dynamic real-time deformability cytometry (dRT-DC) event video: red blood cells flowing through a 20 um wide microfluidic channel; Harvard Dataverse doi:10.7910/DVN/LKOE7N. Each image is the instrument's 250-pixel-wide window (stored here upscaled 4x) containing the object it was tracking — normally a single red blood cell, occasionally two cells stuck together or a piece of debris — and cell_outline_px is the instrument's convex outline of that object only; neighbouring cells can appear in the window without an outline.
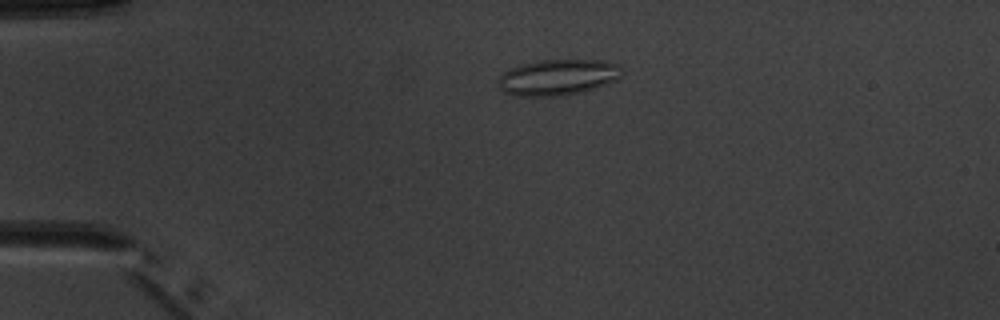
{"species": "common noctule bat (a hibernating species)", "species_latin": "Nyctalus noctula", "temperature_condition": "warm", "stored_images_in_passage": 4, "camera_frame_rate_fps": 3000, "um_per_image_px": 0.085, "animal": {"sex": "male", "body_mass_g": 20.1, "forearm_length_mm": 53.5}, "frame": {"image": 1, "passage_image": 3, "time_ms": 2.667, "image_size_px": [1000, 320], "cell_outline_px": [[624, 72], [616, 80], [580, 92], [564, 96], [512, 96], [504, 92], [500, 88], [496, 80], [500, 72], [508, 68], [520, 64], [536, 60], [604, 60], [620, 64]], "centroid_in_image_um": [47.35, 6.56], "position_along_channel_um": 37.6, "area_um2": 26.41}}